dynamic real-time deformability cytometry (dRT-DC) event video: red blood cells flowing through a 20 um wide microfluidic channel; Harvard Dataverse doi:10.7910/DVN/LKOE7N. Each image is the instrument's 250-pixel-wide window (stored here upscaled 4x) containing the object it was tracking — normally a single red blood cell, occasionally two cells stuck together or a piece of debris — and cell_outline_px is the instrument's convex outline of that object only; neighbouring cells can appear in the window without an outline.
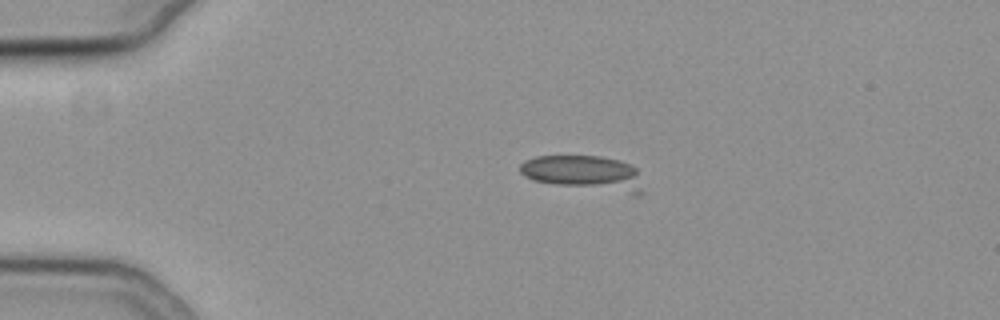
{"species": "common noctule bat (a hibernating species)", "species_latin": "Nyctalus noctula", "temperature_condition": "cold", "stored_images_in_passage": 3, "camera_frame_rate_fps": 3000, "um_per_image_px": 0.085, "animal": {"sex": "female", "body_mass_g": 19.3, "forearm_length_mm": 54.1}, "frame": {"image": 1, "passage_image": 1, "time_ms": 0.0, "image_size_px": [1000, 320], "cell_outline_px": [[644, 192], [640, 196], [636, 196], [556, 184], [532, 180], [524, 176], [520, 172], [520, 164], [524, 160], [536, 156], [600, 156], [620, 160], [636, 168]], "centroid_in_image_um": [49.7, 14.73], "position_along_channel_um": 35.3, "area_um2": 25.26}}